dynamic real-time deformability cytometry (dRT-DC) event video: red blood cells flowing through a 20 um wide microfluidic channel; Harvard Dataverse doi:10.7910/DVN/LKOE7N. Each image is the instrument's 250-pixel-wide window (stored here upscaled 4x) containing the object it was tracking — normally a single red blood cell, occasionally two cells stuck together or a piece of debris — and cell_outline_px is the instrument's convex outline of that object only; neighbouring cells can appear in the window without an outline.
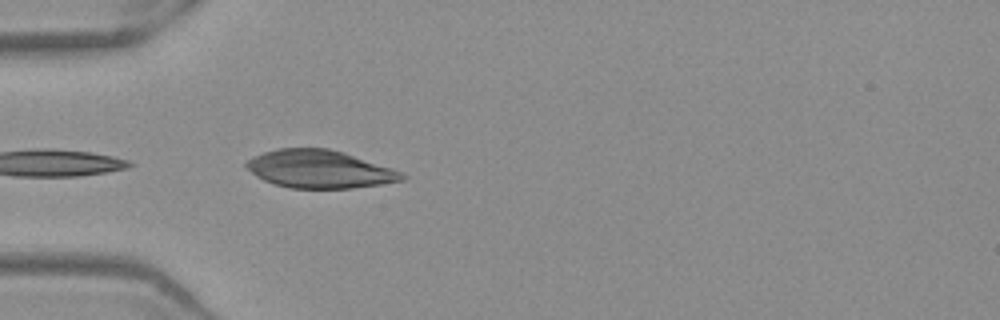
{"species": "Egyptian fruit bat (a non-hibernating species)", "species_latin": "Rousettus aegyptiacus", "temperature_condition": "warm", "stored_images_in_passage": 8, "camera_frame_rate_fps": 3000, "um_per_image_px": 0.085, "frame": {"image": 1, "passage_image": 1, "time_ms": 0.0, "image_size_px": [1000, 320], "cell_outline_px": [[408, 176], [404, 180], [380, 184], [352, 188], [292, 188], [276, 184], [264, 180], [256, 176], [244, 168], [244, 164], [252, 156], [276, 148], [328, 148], [344, 152], [392, 168]], "centroid_in_image_um": [27.13, 14.37], "position_along_channel_um": 57.9, "area_um2": 34.39}}